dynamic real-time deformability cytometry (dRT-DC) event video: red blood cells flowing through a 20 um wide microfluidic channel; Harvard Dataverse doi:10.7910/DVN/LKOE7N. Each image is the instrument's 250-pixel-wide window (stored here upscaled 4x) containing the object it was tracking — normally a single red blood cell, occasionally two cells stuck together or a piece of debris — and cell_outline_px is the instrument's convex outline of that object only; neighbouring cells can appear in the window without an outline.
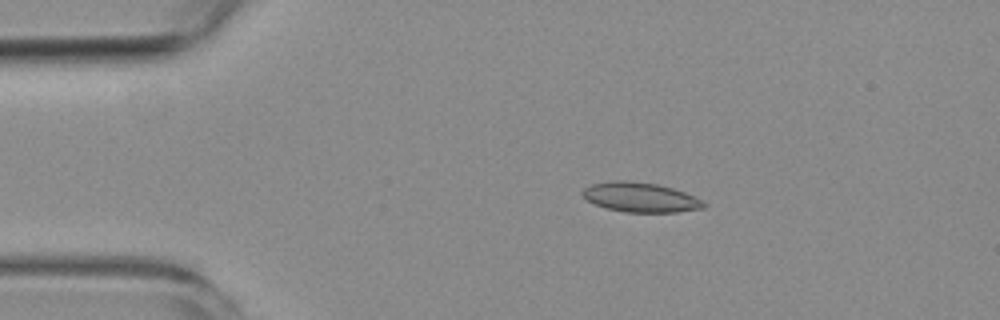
{"species": "common noctule bat (a hibernating species)", "species_latin": "Nyctalus noctula", "temperature_condition": "room temperature", "stored_images_in_passage": 4, "camera_frame_rate_fps": 3000, "um_per_image_px": 0.085, "animal": {"sex": "female", "body_mass_g": 19.3, "forearm_length_mm": 54.1}, "frame": {"image": 1, "passage_image": 3, "time_ms": 3.0, "image_size_px": [1000, 320], "cell_outline_px": [[708, 204], [704, 208], [676, 212], [624, 212], [608, 208], [596, 204], [588, 200], [580, 192], [584, 188], [592, 184], [612, 180], [624, 180], [656, 184], [672, 188], [684, 192], [704, 200]], "centroid_in_image_um": [54.47, 16.77], "position_along_channel_um": 30.5, "area_um2": 20.87}}